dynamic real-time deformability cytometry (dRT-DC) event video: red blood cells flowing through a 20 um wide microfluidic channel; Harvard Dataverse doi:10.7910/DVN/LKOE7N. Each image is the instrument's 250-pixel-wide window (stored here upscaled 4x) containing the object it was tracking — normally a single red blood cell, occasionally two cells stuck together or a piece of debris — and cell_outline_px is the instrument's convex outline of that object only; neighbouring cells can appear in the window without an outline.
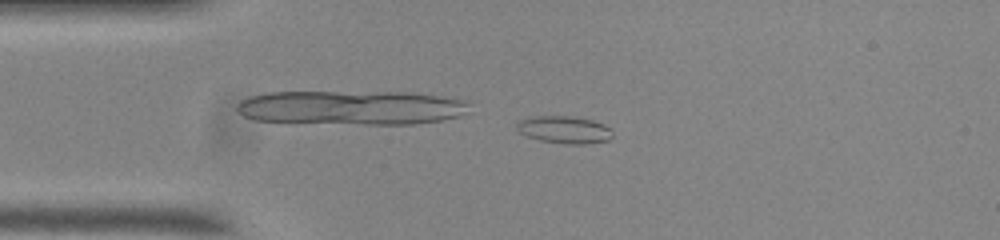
{"species": "common noctule bat (a hibernating species)", "species_latin": "Nyctalus noctula", "temperature_condition": "room temperature", "stored_images_in_passage": 44, "camera_frame_rate_fps": 3000, "um_per_image_px": 0.085, "animal": {"sex": "male", "body_mass_g": 20.0, "forearm_length_mm": 53.3}, "frame": {"image": 1, "passage_image": 2, "time_ms": 0.333, "image_size_px": [1000, 240], "cell_outline_px": [[612, 136], [608, 140], [588, 144], [568, 144], [540, 140], [528, 136], [520, 132], [516, 128], [516, 124], [520, 120], [532, 116], [572, 116], [592, 120], [604, 124], [612, 128]], "centroid_in_image_um": [48.0, 11.02], "position_along_channel_um": 37.0, "area_um2": 15.32}}
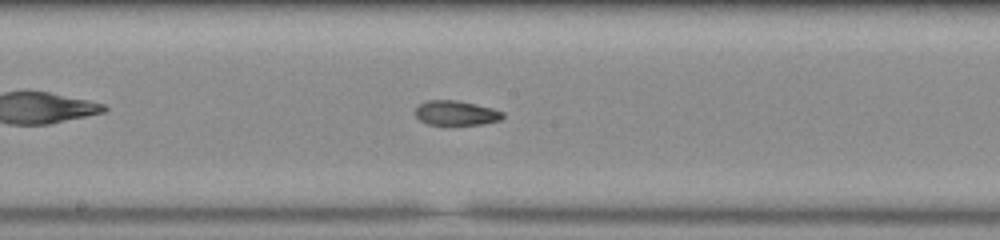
{"frame": {"image": 2, "passage_image": 18, "time_ms": 5.667, "image_size_px": [1000, 240], "cell_outline_px": [[504, 116], [500, 120], [484, 124], [448, 128], [428, 124], [420, 120], [416, 116], [416, 108], [420, 104], [428, 100], [456, 100], [476, 104], [492, 108], [504, 112]], "centroid_in_image_um": [38.77, 9.66], "position_along_channel_um": 209.4, "area_um2": 13.24}}
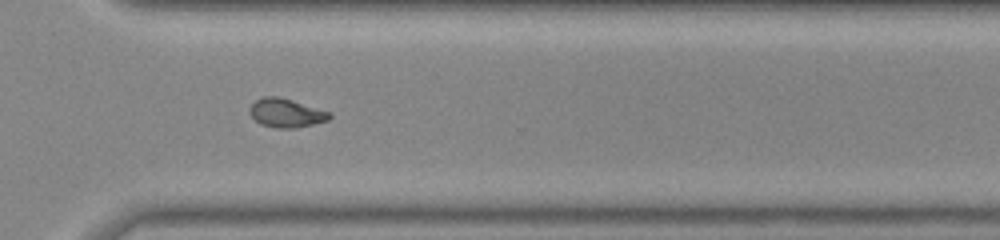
{"frame": {"image": 3, "passage_image": 29, "time_ms": 9.333, "image_size_px": [1000, 240], "cell_outline_px": [[332, 116], [328, 120], [296, 128], [276, 128], [260, 124], [248, 112], [248, 108], [256, 100], [264, 96], [280, 96], [332, 112]], "centroid_in_image_um": [24.33, 9.59], "position_along_channel_um": 346.3, "area_um2": 13.53}, "authors_computed_cell_mechanics": {"area_um2": 13.4674, "velocity_mm_per_s": 3.7307, "shape_relaxation_time_tau1_ms": null, "shape_relaxation_time_tau2_ms": 2.61, "deformation_change_tau1": null, "deformation_change_tau2": 0.0797}}